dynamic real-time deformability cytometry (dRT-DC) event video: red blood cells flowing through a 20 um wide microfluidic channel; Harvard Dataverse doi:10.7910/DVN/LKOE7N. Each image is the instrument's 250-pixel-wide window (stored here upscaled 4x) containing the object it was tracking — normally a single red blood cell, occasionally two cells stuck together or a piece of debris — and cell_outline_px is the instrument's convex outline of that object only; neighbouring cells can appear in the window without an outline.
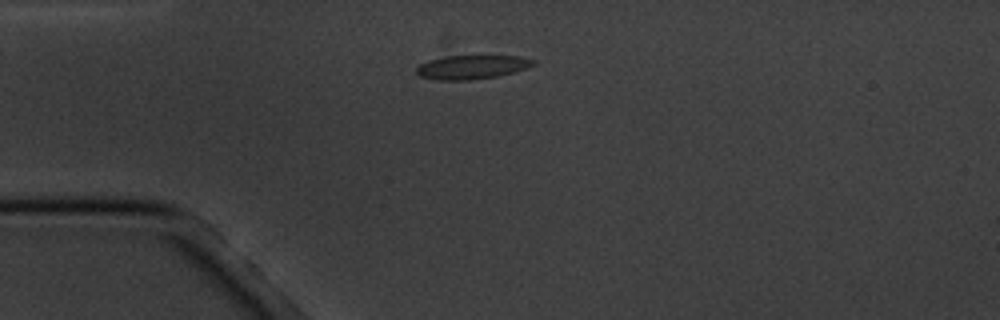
{"species": "common noctule bat (a hibernating species)", "species_latin": "Nyctalus noctula", "temperature_condition": "cold", "stored_images_in_passage": 6, "camera_frame_rate_fps": 3000, "um_per_image_px": 0.085, "animal": {"sex": "male", "body_mass_g": 20.1, "forearm_length_mm": 53.5}, "frame": {"image": 1, "passage_image": 2, "time_ms": 1.0, "image_size_px": [1000, 320], "cell_outline_px": [[536, 64], [516, 72], [500, 76], [468, 80], [440, 80], [420, 76], [416, 72], [416, 68], [420, 64], [428, 60], [444, 56], [520, 56], [536, 60]], "centroid_in_image_um": [40.14, 5.7], "position_along_channel_um": 44.9, "area_um2": 16.36}}
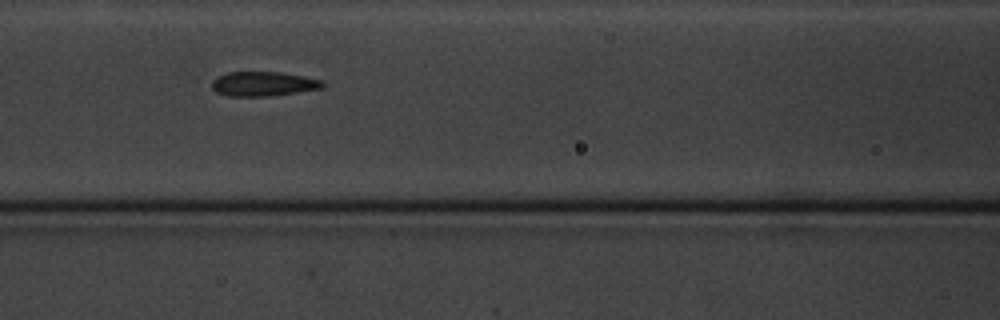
{"frame": {"image": 2, "passage_image": 5, "time_ms": 4.333, "image_size_px": [1000, 320], "cell_outline_px": [[324, 84], [320, 88], [296, 92], [268, 96], [228, 96], [216, 92], [212, 88], [212, 80], [216, 76], [228, 72], [280, 72], [304, 76], [324, 80]], "centroid_in_image_um": [22.34, 7.12], "position_along_channel_um": 144.3, "area_um2": 15.78}}
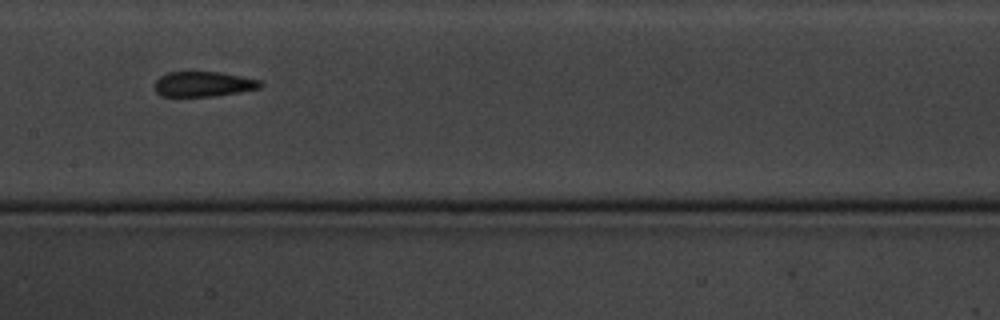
{"frame": {"image": 3, "passage_image": 6, "time_ms": 5.667, "image_size_px": [1000, 320], "cell_outline_px": [[264, 84], [260, 88], [212, 96], [160, 96], [156, 92], [152, 84], [160, 76], [168, 72], [220, 72], [260, 80]], "centroid_in_image_um": [17.23, 7.14], "position_along_channel_um": 190.2, "area_um2": 15.43}}